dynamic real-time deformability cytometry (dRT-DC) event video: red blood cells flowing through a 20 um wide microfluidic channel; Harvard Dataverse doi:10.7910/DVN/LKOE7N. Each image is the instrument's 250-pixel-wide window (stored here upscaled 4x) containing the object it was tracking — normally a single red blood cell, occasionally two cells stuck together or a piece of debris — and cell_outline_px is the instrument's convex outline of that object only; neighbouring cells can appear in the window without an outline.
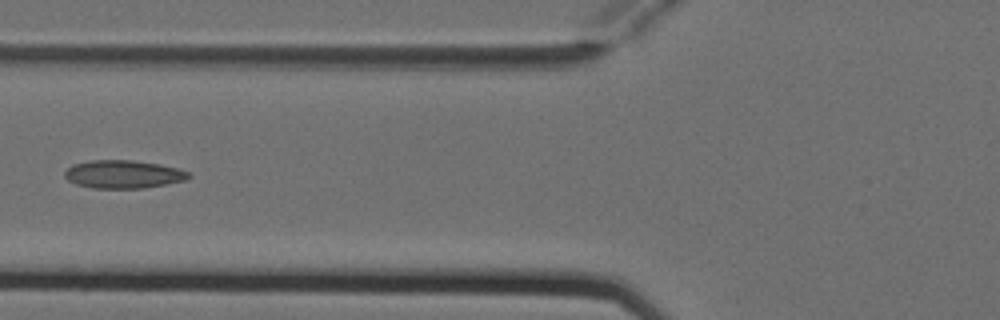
{"species": "Egyptian fruit bat (a non-hibernating species)", "species_latin": "Rousettus aegyptiacus", "temperature_condition": "cold", "stored_images_in_passage": 5, "camera_frame_rate_fps": 3000, "um_per_image_px": 0.085, "animal": {"sex": "female"}, "frame": {"image": 1, "passage_image": 5, "time_ms": 1.333, "image_size_px": [1000, 320], "cell_outline_px": [[192, 176], [184, 180], [144, 188], [92, 188], [76, 184], [68, 180], [64, 176], [64, 172], [72, 164], [92, 160], [132, 160], [160, 164], [176, 168], [188, 172]], "centroid_in_image_um": [10.44, 14.81], "position_along_channel_um": 115.4, "area_um2": 20.17}}